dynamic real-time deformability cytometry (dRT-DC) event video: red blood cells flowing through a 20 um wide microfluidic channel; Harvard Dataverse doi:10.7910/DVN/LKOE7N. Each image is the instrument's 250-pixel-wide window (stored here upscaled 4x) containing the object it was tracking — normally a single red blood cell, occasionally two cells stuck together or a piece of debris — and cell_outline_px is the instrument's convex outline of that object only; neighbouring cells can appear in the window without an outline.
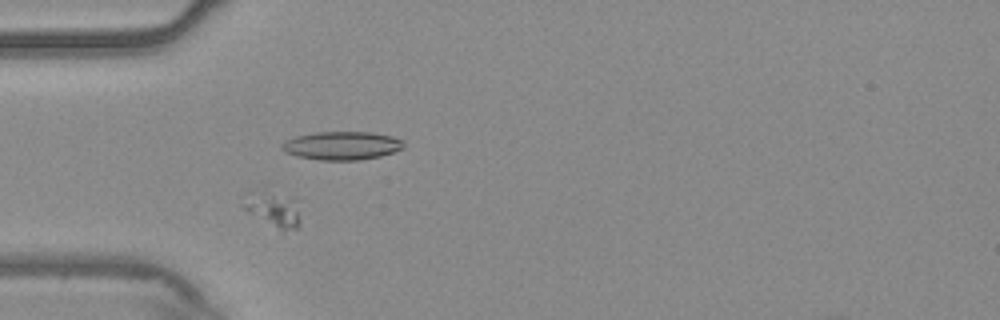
{"species": "common noctule bat (a hibernating species)", "species_latin": "Nyctalus noctula", "temperature_condition": "warm", "stored_images_in_passage": 27, "camera_frame_rate_fps": 3000, "um_per_image_px": 0.085, "animal": {"sex": "male", "body_mass_g": 20.4}, "frame": {"image": 1, "passage_image": 8, "time_ms": 2.333, "image_size_px": [1000, 320], "cell_outline_px": [[300, 228], [280, 232], [244, 208], [244, 192], [264, 184], [268, 184], [300, 200]], "centroid_in_image_um": [23.27, 17.62], "position_along_channel_um": 61.7, "area_um2": 13.58}}